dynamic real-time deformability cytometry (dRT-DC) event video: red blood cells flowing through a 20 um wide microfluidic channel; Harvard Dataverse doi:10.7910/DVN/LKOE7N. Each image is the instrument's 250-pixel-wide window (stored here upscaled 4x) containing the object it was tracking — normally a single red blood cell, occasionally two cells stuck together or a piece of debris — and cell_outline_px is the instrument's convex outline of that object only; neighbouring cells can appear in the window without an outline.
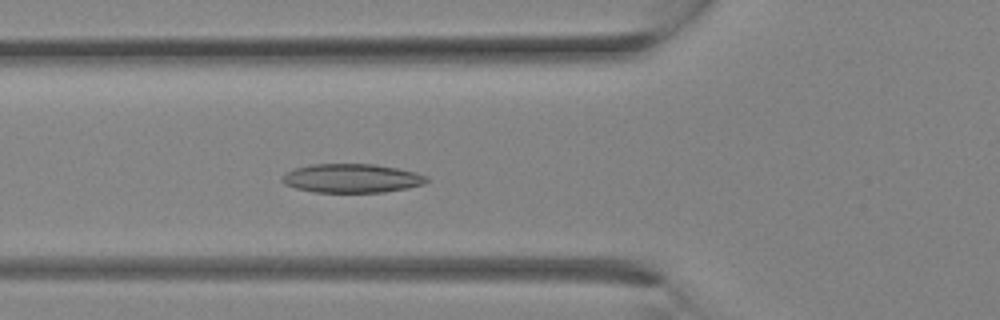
{"species": "Egyptian fruit bat (a non-hibernating species)", "species_latin": "Rousettus aegyptiacus", "temperature_condition": "room temperature", "stored_images_in_passage": 5, "camera_frame_rate_fps": 3000, "um_per_image_px": 0.085, "animal": {"sex": "female"}, "frame": {"image": 1, "passage_image": 3, "time_ms": 0.667, "image_size_px": [1000, 320], "cell_outline_px": [[428, 180], [424, 184], [408, 188], [384, 192], [316, 192], [296, 188], [284, 184], [280, 180], [284, 172], [292, 168], [312, 164], [376, 164], [416, 172], [428, 176]], "centroid_in_image_um": [29.87, 15.15], "position_along_channel_um": 95.9, "area_um2": 24.51}}
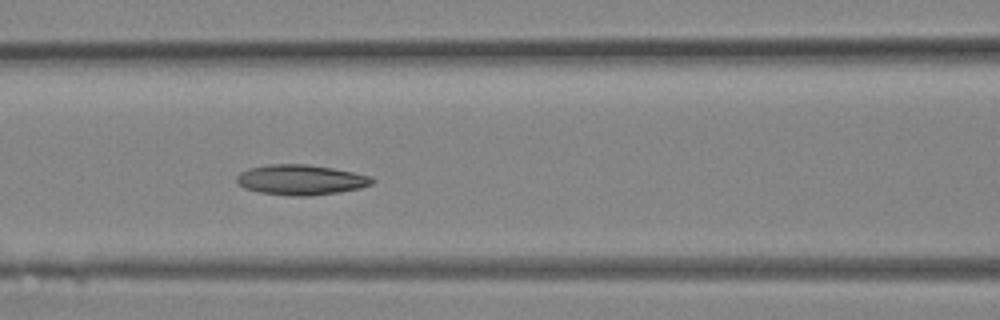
{"frame": {"image": 2, "passage_image": 5, "time_ms": 1.333, "image_size_px": [1000, 320], "cell_outline_px": [[376, 180], [372, 184], [360, 188], [340, 192], [308, 196], [296, 196], [260, 192], [244, 188], [236, 180], [236, 176], [240, 172], [248, 168], [268, 164], [308, 164], [332, 168], [372, 176]], "centroid_in_image_um": [25.58, 15.28], "position_along_channel_um": 141.0, "area_um2": 23.87}}